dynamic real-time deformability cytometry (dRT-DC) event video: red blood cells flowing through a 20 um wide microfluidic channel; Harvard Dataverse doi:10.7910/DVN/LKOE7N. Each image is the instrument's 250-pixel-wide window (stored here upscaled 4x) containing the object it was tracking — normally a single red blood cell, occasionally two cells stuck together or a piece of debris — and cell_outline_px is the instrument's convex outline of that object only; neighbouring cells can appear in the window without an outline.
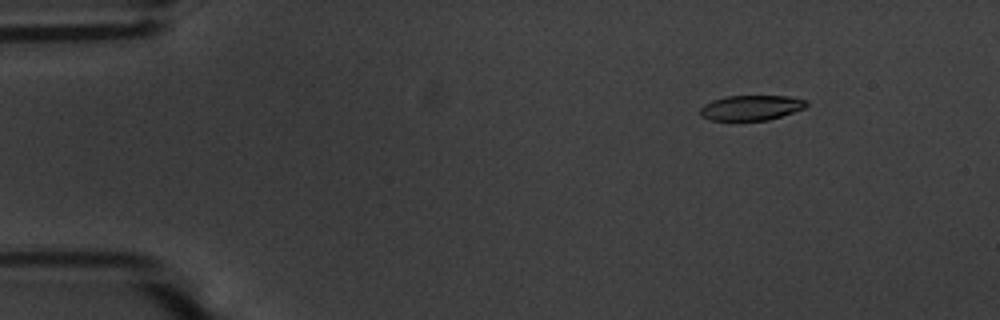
{"species": "common noctule bat (a hibernating species)", "species_latin": "Nyctalus noctula", "temperature_condition": "warm", "stored_images_in_passage": 49, "camera_frame_rate_fps": 3000, "um_per_image_px": 0.085, "animal": {"sex": "male", "body_mass_g": 20.1, "forearm_length_mm": 53.5}, "frame": {"image": 1, "passage_image": 1, "time_ms": 0.0, "image_size_px": [1000, 320], "cell_outline_px": [[808, 104], [804, 108], [768, 120], [708, 120], [700, 116], [700, 108], [704, 104], [712, 100], [724, 96], [788, 96], [808, 100]], "centroid_in_image_um": [63.81, 9.15], "position_along_channel_um": 21.2, "area_um2": 15.55}}
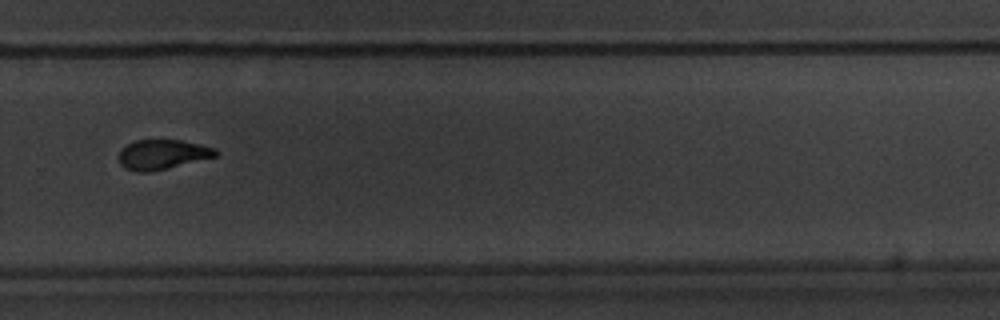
{"frame": {"image": 2, "passage_image": 32, "time_ms": 10.333, "image_size_px": [1000, 320], "cell_outline_px": [[220, 152], [216, 156], [148, 172], [136, 172], [124, 168], [120, 164], [120, 148], [136, 140], [180, 140], [216, 148]], "centroid_in_image_um": [13.78, 13.12], "position_along_channel_um": 316.0, "area_um2": 16.53}}
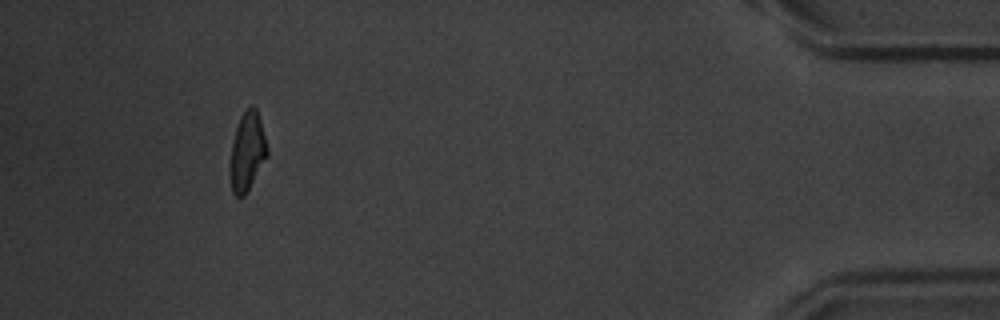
{"frame": {"image": 3, "passage_image": 45, "time_ms": 14.667, "image_size_px": [1000, 320], "cell_outline_px": [[268, 156], [244, 196], [236, 196], [232, 192], [228, 172], [228, 164], [232, 140], [240, 116], [252, 104], [256, 108], [268, 148]], "centroid_in_image_um": [20.97, 12.92], "position_along_channel_um": 414.2, "area_um2": 17.22}, "authors_computed_cell_mechanics": {"area_um2": 17.5712, "velocity_mm_per_s": 3.685, "shape_relaxation_time_tau1_ms": 3.3763, "shape_relaxation_time_tau2_ms": 2.5086, "deformation_change_tau1": 0.1573, "deformation_change_tau2": 0.0854}}